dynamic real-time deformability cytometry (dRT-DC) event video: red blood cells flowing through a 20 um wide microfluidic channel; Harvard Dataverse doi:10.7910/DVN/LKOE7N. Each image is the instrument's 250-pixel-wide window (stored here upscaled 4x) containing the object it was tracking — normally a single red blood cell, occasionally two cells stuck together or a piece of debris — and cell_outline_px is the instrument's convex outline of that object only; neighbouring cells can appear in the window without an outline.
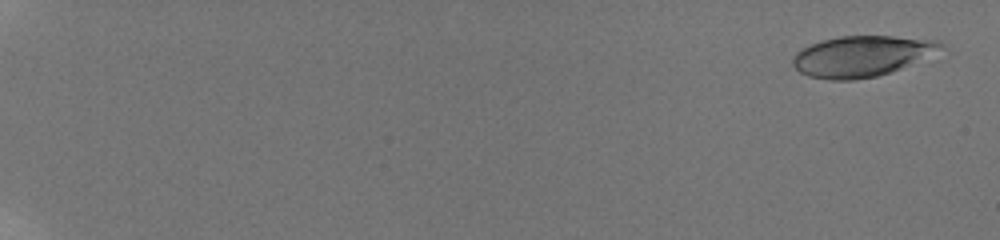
{"species": "human", "species_latin": "Homo sapiens", "temperature_condition": "room temperature", "stored_images_in_passage": 19, "camera_frame_rate_fps": 3000, "um_per_image_px": 0.085, "donor": {"sex": "male"}, "frame": {"image": 1, "passage_image": 2, "time_ms": 0.333, "image_size_px": [1000, 240], "cell_outline_px": [[944, 44], [900, 68], [876, 76], [852, 80], [828, 80], [808, 76], [800, 72], [792, 64], [792, 56], [800, 48], [820, 40], [840, 36], [892, 36], [936, 40]], "centroid_in_image_um": [73.05, 4.77], "position_along_channel_um": 11.9, "area_um2": 34.28}}
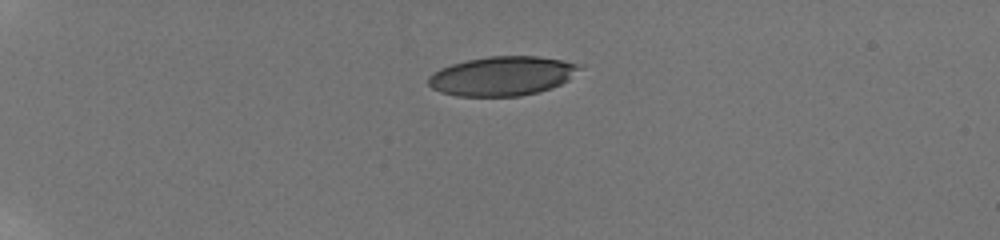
{"frame": {"image": 2, "passage_image": 11, "time_ms": 5.333, "image_size_px": [1000, 240], "cell_outline_px": [[584, 68], [568, 80], [552, 88], [520, 96], [456, 96], [440, 92], [432, 88], [428, 84], [428, 76], [432, 72], [440, 68], [452, 64], [468, 60], [488, 56], [536, 56], [584, 64]], "centroid_in_image_um": [42.71, 6.46], "position_along_channel_um": 42.3, "area_um2": 34.8}}